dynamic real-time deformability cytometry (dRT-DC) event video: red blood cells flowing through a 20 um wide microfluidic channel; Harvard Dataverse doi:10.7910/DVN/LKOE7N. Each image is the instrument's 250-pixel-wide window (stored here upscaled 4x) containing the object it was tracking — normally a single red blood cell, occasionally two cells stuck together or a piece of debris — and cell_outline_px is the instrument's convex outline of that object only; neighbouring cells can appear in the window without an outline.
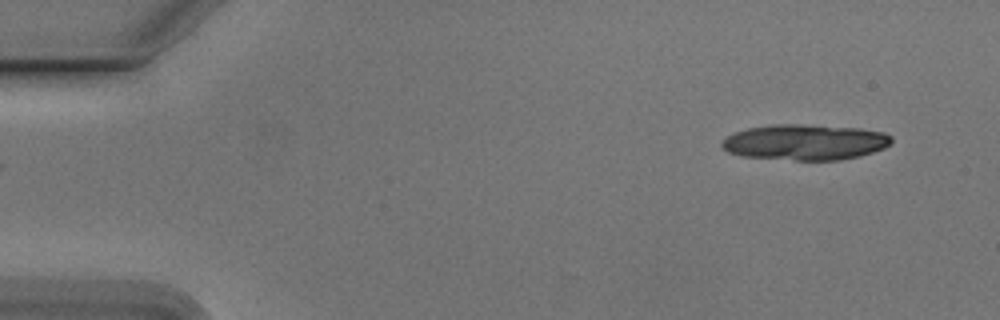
{"species": "Egyptian fruit bat (a non-hibernating species)", "species_latin": "Rousettus aegyptiacus", "temperature_condition": "cold", "stored_images_in_passage": 16, "camera_frame_rate_fps": 3000, "um_per_image_px": 0.085, "animal": {"sex": "male"}, "frame": {"image": 1, "passage_image": 1, "time_ms": 0.0, "image_size_px": [1000, 320], "cell_outline_px": [[892, 144], [884, 148], [860, 156], [840, 160], [796, 160], [740, 156], [728, 152], [720, 148], [720, 140], [736, 132], [748, 128], [772, 124], [800, 124], [860, 128], [884, 132], [892, 136]], "centroid_in_image_um": [68.42, 12.08], "position_along_channel_um": 16.6, "area_um2": 35.6}}